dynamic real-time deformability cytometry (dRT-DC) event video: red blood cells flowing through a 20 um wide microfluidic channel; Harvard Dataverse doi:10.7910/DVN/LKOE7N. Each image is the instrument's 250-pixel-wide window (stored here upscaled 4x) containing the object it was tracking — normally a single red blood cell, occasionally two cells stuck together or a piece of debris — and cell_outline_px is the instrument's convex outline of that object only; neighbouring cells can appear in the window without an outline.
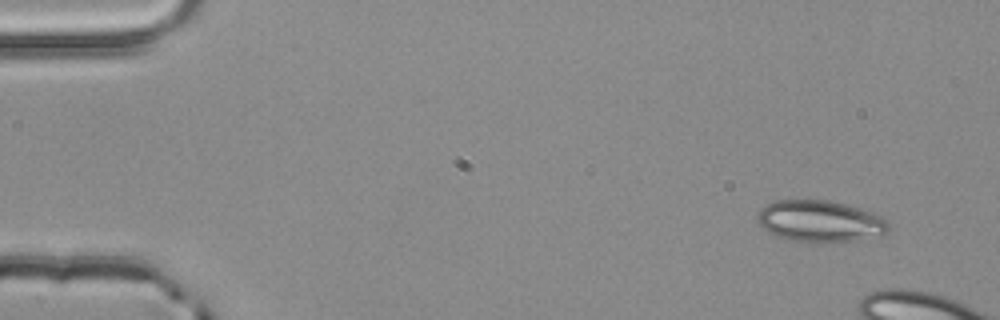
{"species": "common noctule bat (a hibernating species)", "species_latin": "Nyctalus noctula", "temperature_condition": "room temperature", "stored_images_in_passage": 6, "camera_frame_rate_fps": 3000, "um_per_image_px": 0.085, "animal": {"sex": "male", "body_mass_g": 20.4}, "frame": {"image": 1, "passage_image": 1, "time_ms": 0.0, "image_size_px": [1000, 320], "cell_outline_px": [[888, 232], [884, 236], [856, 240], [824, 244], [816, 244], [788, 240], [776, 236], [768, 232], [760, 224], [756, 216], [760, 208], [764, 204], [776, 200], [828, 200], [844, 204], [872, 212], [880, 216], [888, 224]], "centroid_in_image_um": [69.68, 18.83], "position_along_channel_um": 15.3, "area_um2": 32.37}}